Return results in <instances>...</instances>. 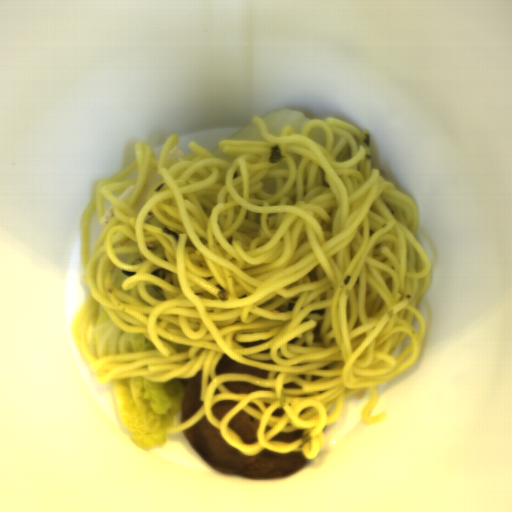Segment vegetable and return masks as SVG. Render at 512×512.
<instances>
[{
	"mask_svg": "<svg viewBox=\"0 0 512 512\" xmlns=\"http://www.w3.org/2000/svg\"><path fill=\"white\" fill-rule=\"evenodd\" d=\"M227 138L265 141L254 121L249 123L245 127L241 128L237 132L233 133Z\"/></svg>",
	"mask_w": 512,
	"mask_h": 512,
	"instance_id": "4",
	"label": "vegetable"
},
{
	"mask_svg": "<svg viewBox=\"0 0 512 512\" xmlns=\"http://www.w3.org/2000/svg\"><path fill=\"white\" fill-rule=\"evenodd\" d=\"M89 349L95 358L116 352H140L157 349L144 335H132L119 330L102 309L96 322L86 327Z\"/></svg>",
	"mask_w": 512,
	"mask_h": 512,
	"instance_id": "2",
	"label": "vegetable"
},
{
	"mask_svg": "<svg viewBox=\"0 0 512 512\" xmlns=\"http://www.w3.org/2000/svg\"><path fill=\"white\" fill-rule=\"evenodd\" d=\"M261 120L265 123L269 134L276 136L281 135L286 124H291L299 134L307 122L313 121L297 109L284 106L261 116Z\"/></svg>",
	"mask_w": 512,
	"mask_h": 512,
	"instance_id": "3",
	"label": "vegetable"
},
{
	"mask_svg": "<svg viewBox=\"0 0 512 512\" xmlns=\"http://www.w3.org/2000/svg\"><path fill=\"white\" fill-rule=\"evenodd\" d=\"M118 417L130 440L144 450L167 445L166 432L181 416L186 385L172 378L155 384L137 377L112 381Z\"/></svg>",
	"mask_w": 512,
	"mask_h": 512,
	"instance_id": "1",
	"label": "vegetable"
}]
</instances>
